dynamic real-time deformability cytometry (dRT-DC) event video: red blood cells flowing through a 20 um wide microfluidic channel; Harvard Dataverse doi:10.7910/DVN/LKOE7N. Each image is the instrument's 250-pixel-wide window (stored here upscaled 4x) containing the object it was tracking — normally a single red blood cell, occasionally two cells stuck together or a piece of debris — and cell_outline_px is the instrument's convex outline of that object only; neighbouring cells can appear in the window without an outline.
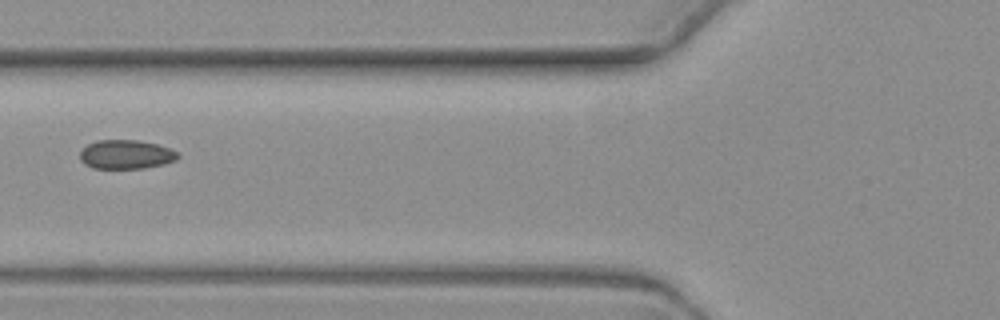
{"species": "common noctule bat (a hibernating species)", "species_latin": "Nyctalus noctula", "temperature_condition": "warm", "stored_images_in_passage": 10, "camera_frame_rate_fps": 3000, "um_per_image_px": 0.085, "animal": {"sex": "female", "body_mass_g": 19.3, "forearm_length_mm": 54.1}, "frame": {"image": 1, "passage_image": 6, "time_ms": 7.0, "image_size_px": [1000, 320], "cell_outline_px": [[180, 156], [176, 160], [164, 164], [144, 168], [92, 168], [84, 164], [80, 160], [80, 152], [88, 144], [96, 140], [136, 140], [156, 144], [168, 148], [176, 152]], "centroid_in_image_um": [10.69, 13.13], "position_along_channel_um": 115.1, "area_um2": 16.47}}
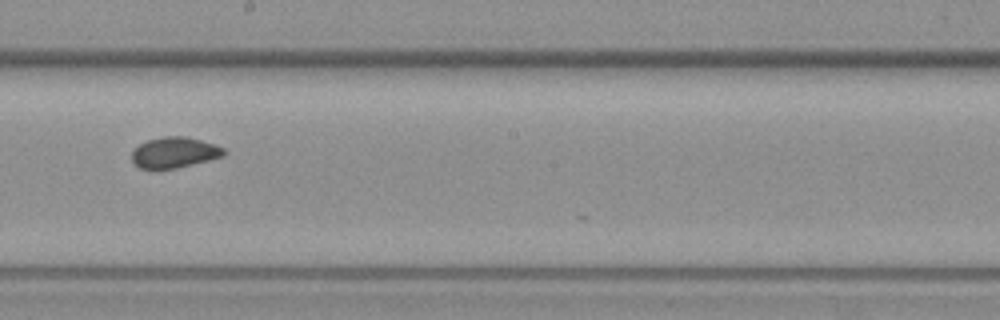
{"frame": {"image": 2, "passage_image": 9, "time_ms": 10.333, "image_size_px": [1000, 320], "cell_outline_px": [[224, 156], [176, 168], [140, 168], [132, 160], [132, 148], [148, 140], [164, 136], [184, 136], [200, 140], [224, 148]], "centroid_in_image_um": [14.79, 12.95], "position_along_channel_um": 233.4, "area_um2": 16.18}}
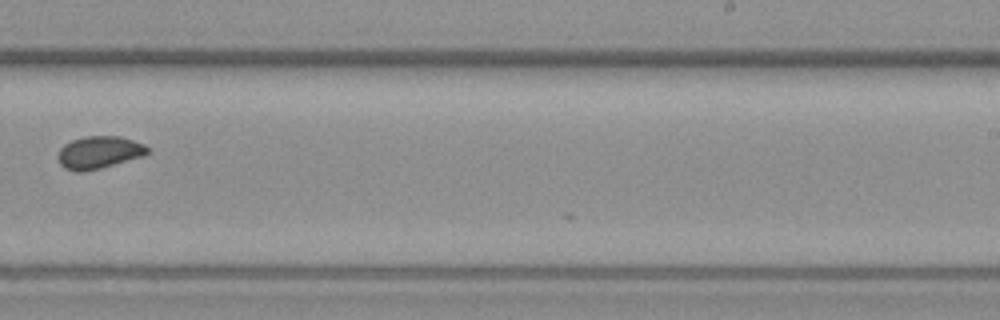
{"frame": {"image": 3, "passage_image": 10, "time_ms": 11.667, "image_size_px": [1000, 320], "cell_outline_px": [[148, 152], [144, 156], [100, 168], [84, 172], [76, 172], [64, 168], [60, 164], [60, 148], [64, 144], [72, 140], [88, 136], [120, 136], [144, 144], [148, 148]], "centroid_in_image_um": [8.43, 12.96], "position_along_channel_um": 280.6, "area_um2": 16.76}}